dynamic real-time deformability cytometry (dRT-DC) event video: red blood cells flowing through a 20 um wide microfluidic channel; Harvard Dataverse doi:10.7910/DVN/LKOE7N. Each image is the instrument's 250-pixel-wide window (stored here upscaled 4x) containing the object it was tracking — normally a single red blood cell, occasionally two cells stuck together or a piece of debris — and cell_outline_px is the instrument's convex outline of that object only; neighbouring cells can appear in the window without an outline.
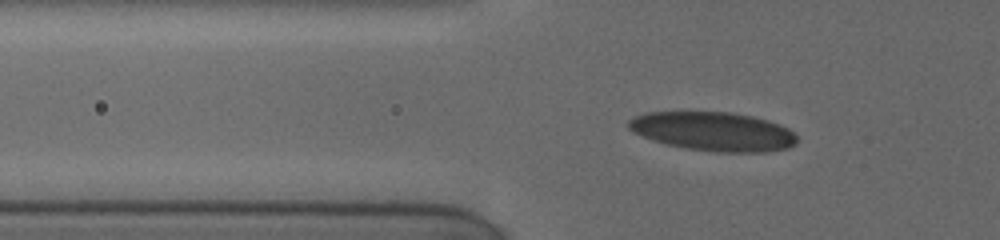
{"species": "human", "species_latin": "Homo sapiens", "temperature_condition": "cold", "stored_images_in_passage": 92, "camera_frame_rate_fps": 3000, "um_per_image_px": 0.085, "donor": {"sex": "female"}, "frame": {"image": 1, "passage_image": 32, "time_ms": 7.333, "image_size_px": [1000, 240], "cell_outline_px": [[796, 144], [788, 148], [764, 152], [716, 152], [688, 148], [664, 144], [652, 140], [632, 132], [628, 128], [628, 120], [636, 116], [648, 112], [728, 112], [752, 116], [768, 120], [780, 124], [788, 128], [796, 136]], "centroid_in_image_um": [60.62, 11.17], "position_along_channel_um": 65.2, "area_um2": 38.21}}
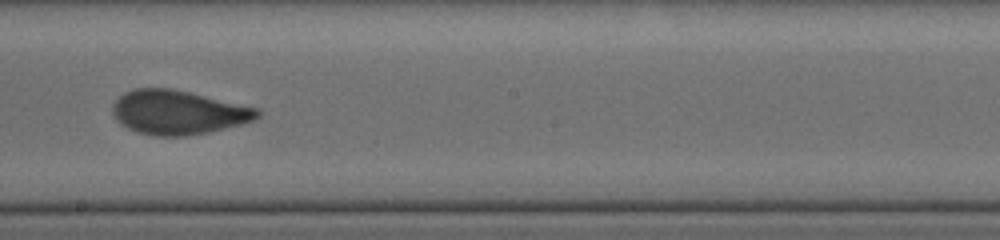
{"frame": {"image": 2, "passage_image": 55, "time_ms": 12.0, "image_size_px": [1000, 240], "cell_outline_px": [[260, 116], [252, 120], [240, 124], [208, 132], [184, 136], [156, 136], [136, 132], [120, 124], [116, 120], [112, 112], [112, 104], [124, 92], [132, 88], [172, 88], [260, 108]], "centroid_in_image_um": [15.11, 9.54], "position_along_channel_um": 233.1, "area_um2": 37.34}}
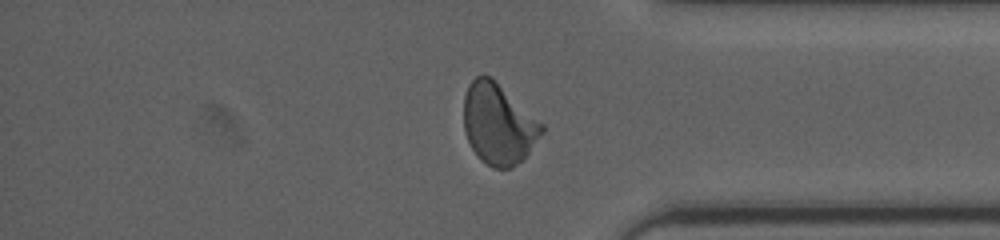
{"frame": {"image": 3, "passage_image": 79, "time_ms": 16.333, "image_size_px": [1000, 240], "cell_outline_px": [[544, 132], [528, 152], [512, 168], [492, 168], [480, 160], [476, 156], [464, 132], [464, 96], [468, 84], [476, 76], [492, 76], [544, 124]], "centroid_in_image_um": [42.36, 10.52], "position_along_channel_um": 392.8, "area_um2": 36.88}}